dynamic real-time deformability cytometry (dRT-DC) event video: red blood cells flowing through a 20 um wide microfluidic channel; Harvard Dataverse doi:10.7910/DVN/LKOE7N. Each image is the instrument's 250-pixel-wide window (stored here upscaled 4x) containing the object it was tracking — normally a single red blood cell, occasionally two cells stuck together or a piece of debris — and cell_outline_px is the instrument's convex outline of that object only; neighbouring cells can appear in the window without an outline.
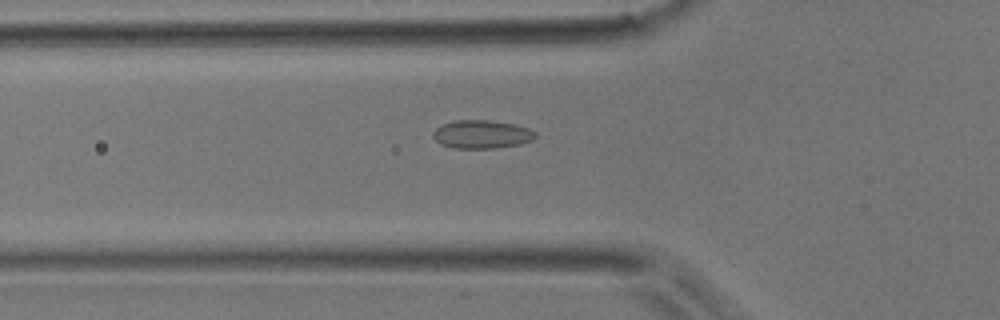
{"species": "common noctule bat (a hibernating species)", "species_latin": "Nyctalus noctula", "temperature_condition": "room temperature", "stored_images_in_passage": 36, "camera_frame_rate_fps": 3000, "um_per_image_px": 0.085, "animal": {"sex": "male", "body_mass_g": 17.9}, "frame": {"image": 1, "passage_image": 5, "time_ms": 1.333, "image_size_px": [1000, 320], "cell_outline_px": [[536, 136], [532, 140], [520, 144], [496, 148], [456, 148], [440, 144], [432, 136], [432, 132], [436, 128], [444, 124], [456, 120], [488, 120], [516, 124], [528, 128], [536, 132]], "centroid_in_image_um": [40.96, 11.41], "position_along_channel_um": 84.8, "area_um2": 16.88}}
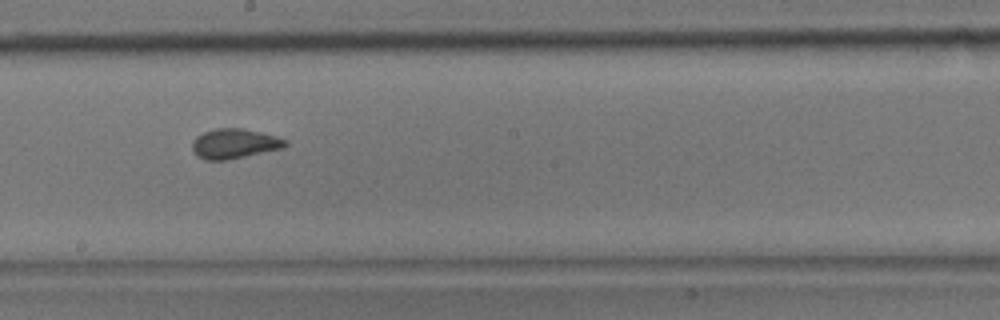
{"frame": {"image": 2, "passage_image": 15, "time_ms": 4.667, "image_size_px": [1000, 320], "cell_outline_px": [[288, 144], [284, 148], [224, 160], [208, 160], [196, 156], [192, 152], [192, 140], [196, 136], [204, 132], [216, 128], [240, 128], [260, 132], [276, 136], [288, 140]], "centroid_in_image_um": [19.91, 12.2], "position_along_channel_um": 228.3, "area_um2": 16.18}}
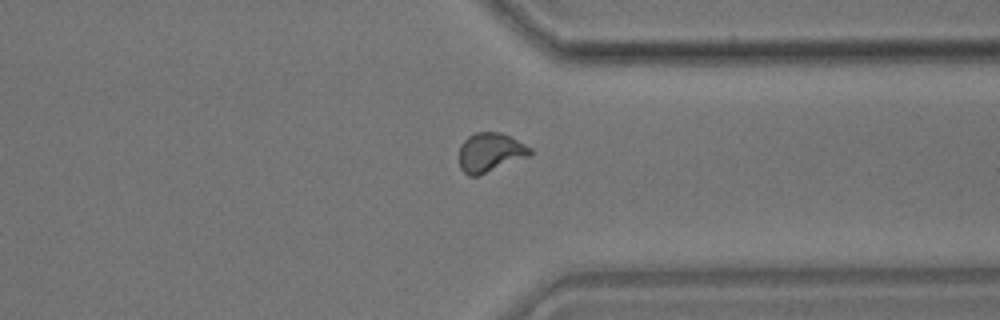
{"frame": {"image": 3, "passage_image": 25, "time_ms": 8.0, "image_size_px": [1000, 320], "cell_outline_px": [[532, 156], [476, 176], [468, 176], [460, 168], [460, 144], [468, 136], [476, 132], [500, 132], [512, 136], [532, 148]], "centroid_in_image_um": [41.71, 12.94], "position_along_channel_um": 369.7, "area_um2": 16.42}}